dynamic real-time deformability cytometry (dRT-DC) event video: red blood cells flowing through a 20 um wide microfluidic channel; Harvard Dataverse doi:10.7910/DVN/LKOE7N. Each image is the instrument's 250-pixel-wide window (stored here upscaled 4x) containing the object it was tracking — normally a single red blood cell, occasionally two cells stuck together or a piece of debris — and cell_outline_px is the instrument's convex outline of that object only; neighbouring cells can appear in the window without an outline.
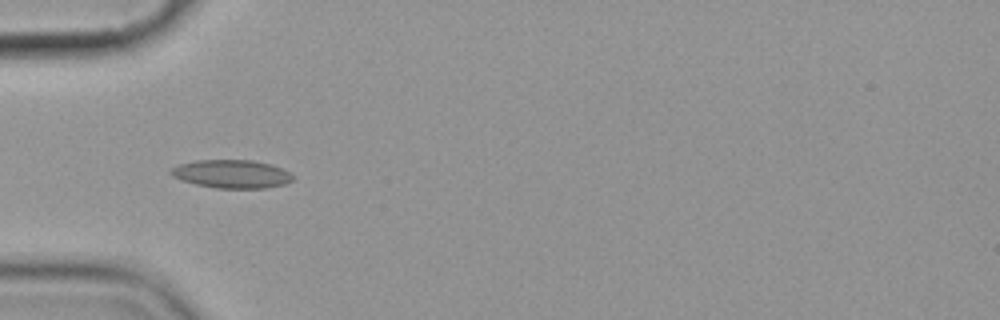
{"species": "common noctule bat (a hibernating species)", "species_latin": "Nyctalus noctula", "temperature_condition": "cold", "stored_images_in_passage": 9, "camera_frame_rate_fps": 3000, "um_per_image_px": 0.085, "animal": {"sex": "female", "body_mass_g": 19.9}, "frame": {"image": 1, "passage_image": 4, "time_ms": 3.667, "image_size_px": [1000, 320], "cell_outline_px": [[292, 180], [284, 184], [264, 188], [216, 188], [196, 184], [180, 180], [172, 176], [168, 172], [172, 168], [180, 164], [196, 160], [252, 160], [272, 164], [288, 172], [292, 176]], "centroid_in_image_um": [19.65, 14.78], "position_along_channel_um": 65.3, "area_um2": 20.0}}
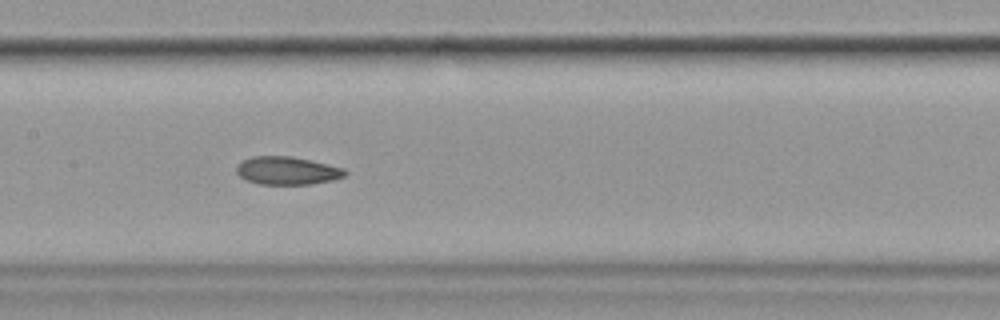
{"frame": {"image": 2, "passage_image": 7, "time_ms": 7.0, "image_size_px": [1000, 320], "cell_outline_px": [[348, 172], [344, 176], [332, 180], [312, 184], [260, 184], [244, 180], [236, 172], [236, 168], [244, 160], [252, 156], [292, 156], [344, 168]], "centroid_in_image_um": [24.41, 14.51], "position_along_channel_um": 183.0, "area_um2": 17.63}}
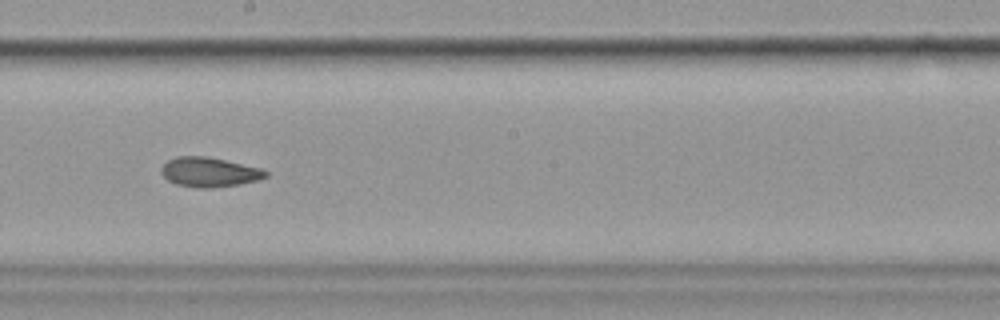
{"frame": {"image": 3, "passage_image": 8, "time_ms": 8.333, "image_size_px": [1000, 320], "cell_outline_px": [[268, 176], [256, 180], [240, 184], [208, 188], [200, 188], [176, 184], [168, 180], [160, 172], [160, 168], [168, 160], [176, 156], [208, 156], [260, 168], [268, 172]], "centroid_in_image_um": [17.76, 14.62], "position_along_channel_um": 230.4, "area_um2": 17.92}}